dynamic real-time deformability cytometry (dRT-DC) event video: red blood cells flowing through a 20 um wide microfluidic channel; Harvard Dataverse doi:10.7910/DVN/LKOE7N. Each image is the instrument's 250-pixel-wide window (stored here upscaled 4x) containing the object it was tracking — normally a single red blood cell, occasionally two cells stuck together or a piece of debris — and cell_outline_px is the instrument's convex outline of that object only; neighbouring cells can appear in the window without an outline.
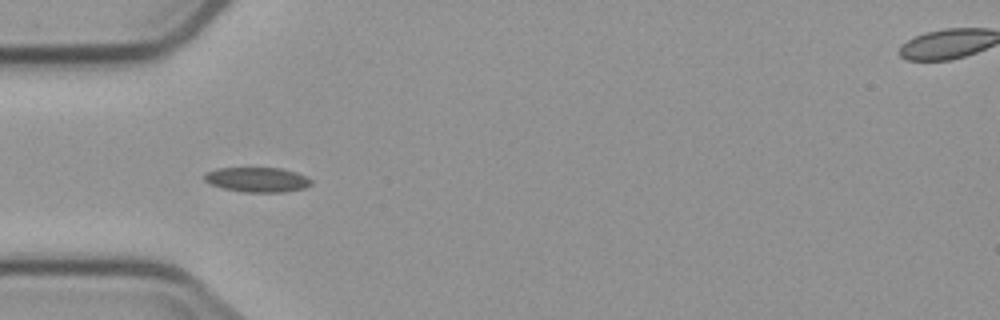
{"species": "common noctule bat (a hibernating species)", "species_latin": "Nyctalus noctula", "temperature_condition": "cold", "stored_images_in_passage": 4, "camera_frame_rate_fps": 3000, "um_per_image_px": 0.085, "animal": {"sex": "male", "body_mass_g": 23.1, "forearm_length_mm": 52.7}, "frame": {"image": 1, "passage_image": 3, "time_ms": 3.333, "image_size_px": [1000, 320], "cell_outline_px": [[312, 184], [304, 188], [284, 192], [244, 192], [220, 188], [208, 184], [204, 180], [204, 172], [220, 168], [284, 168], [308, 176], [312, 180]], "centroid_in_image_um": [21.86, 15.27], "position_along_channel_um": 63.1, "area_um2": 15.72}}
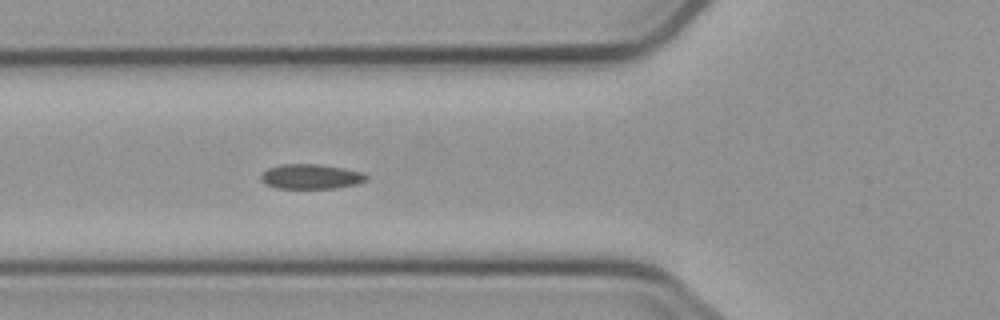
{"frame": {"image": 2, "passage_image": 4, "time_ms": 4.333, "image_size_px": [1000, 320], "cell_outline_px": [[368, 176], [364, 180], [356, 184], [336, 188], [276, 188], [260, 180], [260, 176], [268, 168], [280, 164], [316, 164], [340, 168], [360, 172]], "centroid_in_image_um": [26.37, 15.01], "position_along_channel_um": 99.4, "area_um2": 14.91}}